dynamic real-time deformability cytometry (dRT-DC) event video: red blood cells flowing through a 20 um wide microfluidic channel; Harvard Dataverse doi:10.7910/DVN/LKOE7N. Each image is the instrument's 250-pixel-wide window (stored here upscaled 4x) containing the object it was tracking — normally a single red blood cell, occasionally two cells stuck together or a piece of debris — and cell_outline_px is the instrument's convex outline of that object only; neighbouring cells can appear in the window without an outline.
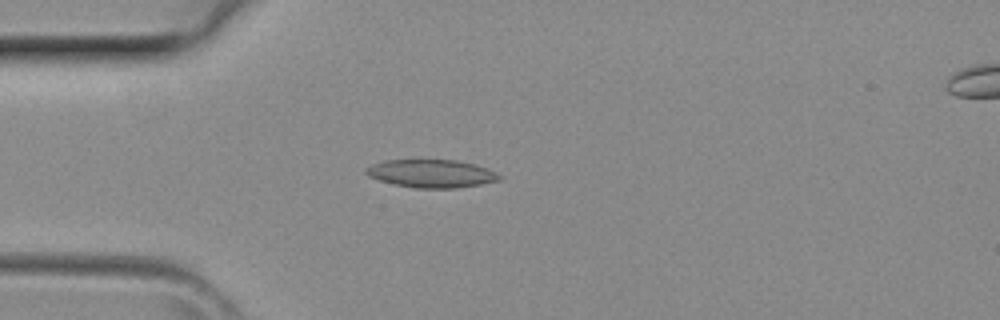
{"species": "common noctule bat (a hibernating species)", "species_latin": "Nyctalus noctula", "temperature_condition": "room temperature", "stored_images_in_passage": 3, "camera_frame_rate_fps": 3000, "um_per_image_px": 0.085, "animal": {"sex": "female", "body_mass_g": 29.2, "forearm_length_mm": 56.3}, "frame": {"image": 1, "passage_image": 2, "time_ms": 0.333, "image_size_px": [1000, 320], "cell_outline_px": [[504, 176], [500, 180], [480, 184], [456, 188], [416, 188], [396, 184], [380, 180], [368, 176], [364, 172], [364, 168], [372, 164], [384, 160], [420, 156], [456, 160], [476, 164], [488, 168]], "centroid_in_image_um": [36.65, 14.69], "position_along_channel_um": 48.4, "area_um2": 22.89}}